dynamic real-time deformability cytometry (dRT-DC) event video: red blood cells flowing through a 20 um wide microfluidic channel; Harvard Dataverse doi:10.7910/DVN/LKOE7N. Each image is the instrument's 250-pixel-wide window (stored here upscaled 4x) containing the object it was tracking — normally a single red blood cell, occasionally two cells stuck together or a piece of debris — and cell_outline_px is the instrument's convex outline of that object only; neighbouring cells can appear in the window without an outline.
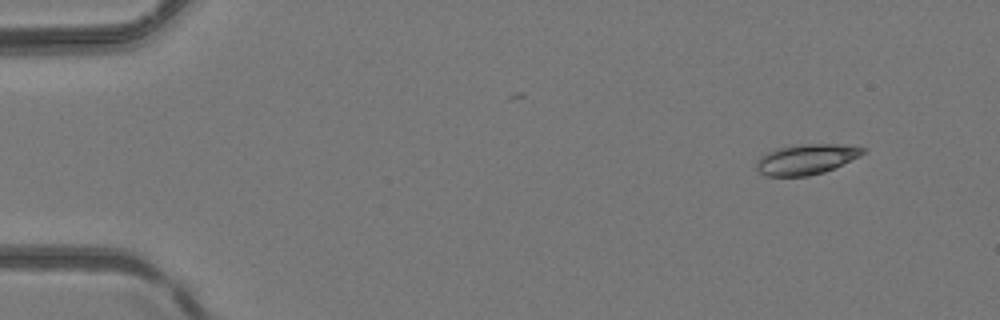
{"species": "common noctule bat (a hibernating species)", "species_latin": "Nyctalus noctula", "temperature_condition": "room temperature", "stored_images_in_passage": 4, "camera_frame_rate_fps": 3000, "um_per_image_px": 0.085, "animal": {"sex": "female", "body_mass_g": 24.6, "forearm_length_mm": 56.2}, "frame": {"image": 1, "passage_image": 1, "time_ms": 0.0, "image_size_px": [1000, 320], "cell_outline_px": [[868, 148], [860, 156], [824, 172], [808, 176], [768, 176], [760, 172], [756, 168], [756, 160], [760, 156], [776, 148], [804, 144], [844, 144]], "centroid_in_image_um": [68.54, 13.53], "position_along_channel_um": 16.5, "area_um2": 18.79}}
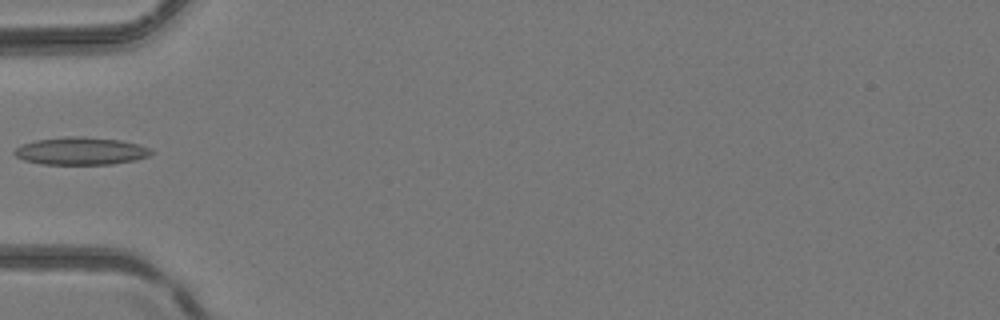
{"frame": {"image": 2, "passage_image": 4, "time_ms": 1.0, "image_size_px": [1000, 320], "cell_outline_px": [[152, 152], [148, 156], [136, 160], [112, 164], [40, 164], [24, 160], [16, 156], [12, 152], [20, 144], [36, 140], [64, 136], [84, 136], [120, 140], [140, 144], [148, 148]], "centroid_in_image_um": [6.84, 12.83], "position_along_channel_um": 78.2, "area_um2": 22.14}}